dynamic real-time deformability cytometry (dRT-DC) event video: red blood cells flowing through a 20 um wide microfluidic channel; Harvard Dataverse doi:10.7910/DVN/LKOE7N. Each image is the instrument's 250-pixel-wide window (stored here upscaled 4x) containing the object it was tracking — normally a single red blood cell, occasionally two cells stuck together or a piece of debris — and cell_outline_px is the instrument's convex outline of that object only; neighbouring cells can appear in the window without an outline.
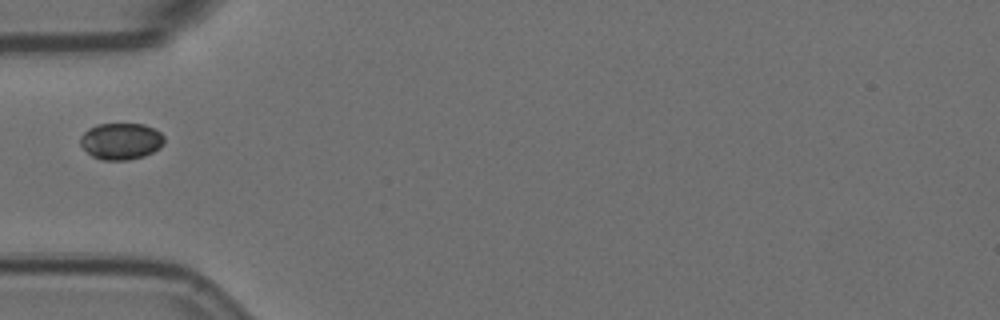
{"species": "Egyptian fruit bat (a non-hibernating species)", "species_latin": "Rousettus aegyptiacus", "temperature_condition": "room temperature", "stored_images_in_passage": 13, "camera_frame_rate_fps": 3000, "um_per_image_px": 0.085, "animal": {"sex": "female"}, "frame": {"image": 1, "passage_image": 1, "time_ms": 0.0, "image_size_px": [1000, 320], "cell_outline_px": [[164, 144], [160, 148], [144, 156], [128, 160], [104, 160], [92, 156], [80, 144], [80, 136], [88, 128], [96, 124], [144, 124], [160, 132], [164, 136]], "centroid_in_image_um": [10.29, 12.0], "position_along_channel_um": 74.7, "area_um2": 17.92}}